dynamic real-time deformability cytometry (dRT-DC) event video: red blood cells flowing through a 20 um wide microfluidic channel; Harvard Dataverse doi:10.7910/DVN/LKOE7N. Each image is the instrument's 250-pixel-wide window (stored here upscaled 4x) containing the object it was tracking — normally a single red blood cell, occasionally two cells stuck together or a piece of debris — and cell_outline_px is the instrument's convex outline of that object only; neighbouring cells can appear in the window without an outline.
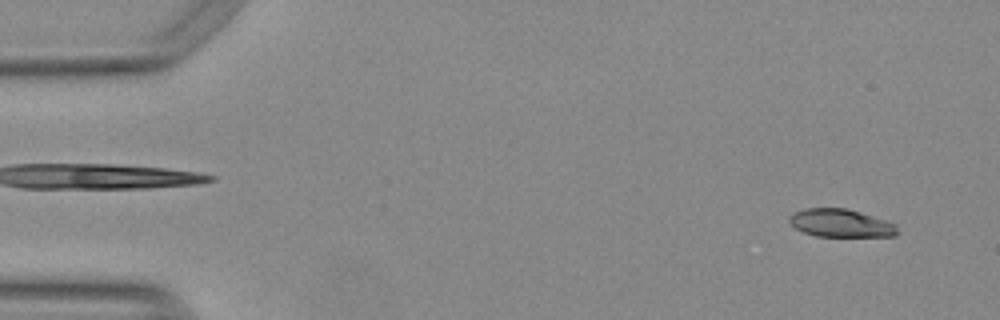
{"species": "Egyptian fruit bat (a non-hibernating species)", "species_latin": "Rousettus aegyptiacus", "temperature_condition": "warm", "stored_images_in_passage": 37, "camera_frame_rate_fps": 3000, "um_per_image_px": 0.085, "animal": {"sex": "female"}, "frame": {"image": 1, "passage_image": 3, "time_ms": 0.667, "image_size_px": [1000, 320], "cell_outline_px": [[900, 232], [896, 236], [816, 236], [804, 232], [796, 228], [788, 220], [788, 216], [792, 212], [804, 208], [844, 208], [860, 212], [896, 224]], "centroid_in_image_um": [71.46, 18.96], "position_along_channel_um": 13.5, "area_um2": 17.63}}
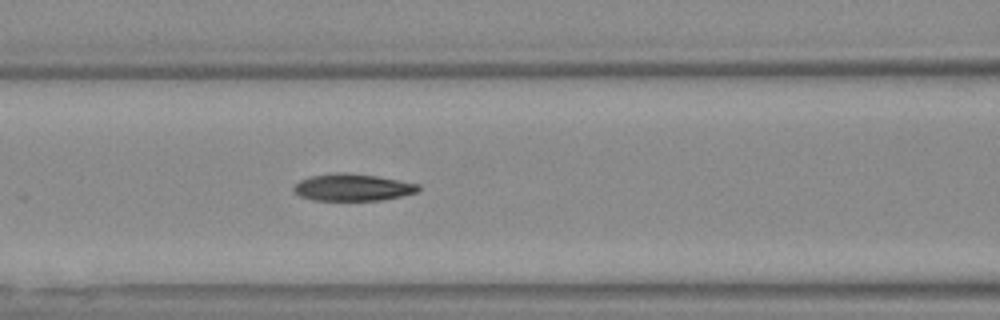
{"frame": {"image": 2, "passage_image": 22, "time_ms": 7.0, "image_size_px": [1000, 320], "cell_outline_px": [[420, 188], [416, 192], [400, 196], [380, 200], [312, 200], [300, 196], [292, 192], [292, 188], [300, 180], [308, 176], [336, 172], [348, 172], [376, 176], [400, 180], [420, 184]], "centroid_in_image_um": [29.93, 15.91], "position_along_channel_um": 136.7, "area_um2": 19.77}}
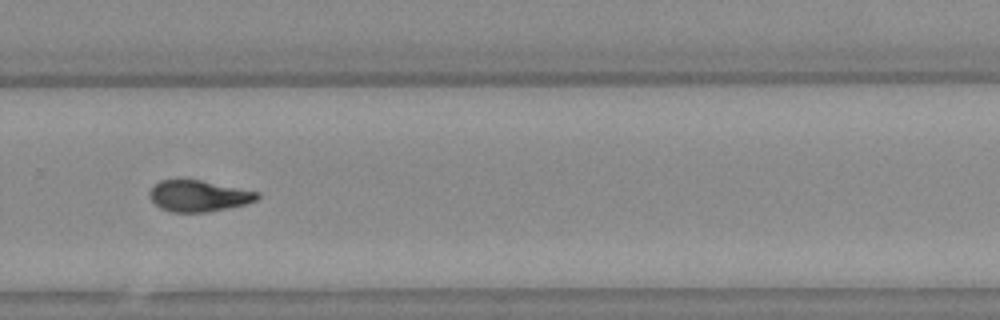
{"frame": {"image": 3, "passage_image": 36, "time_ms": 11.667, "image_size_px": [1000, 320], "cell_outline_px": [[260, 196], [256, 200], [244, 204], [208, 212], [172, 212], [160, 208], [152, 200], [152, 188], [160, 180], [200, 180], [260, 192]], "centroid_in_image_um": [16.92, 16.66], "position_along_channel_um": 312.9, "area_um2": 19.19}}